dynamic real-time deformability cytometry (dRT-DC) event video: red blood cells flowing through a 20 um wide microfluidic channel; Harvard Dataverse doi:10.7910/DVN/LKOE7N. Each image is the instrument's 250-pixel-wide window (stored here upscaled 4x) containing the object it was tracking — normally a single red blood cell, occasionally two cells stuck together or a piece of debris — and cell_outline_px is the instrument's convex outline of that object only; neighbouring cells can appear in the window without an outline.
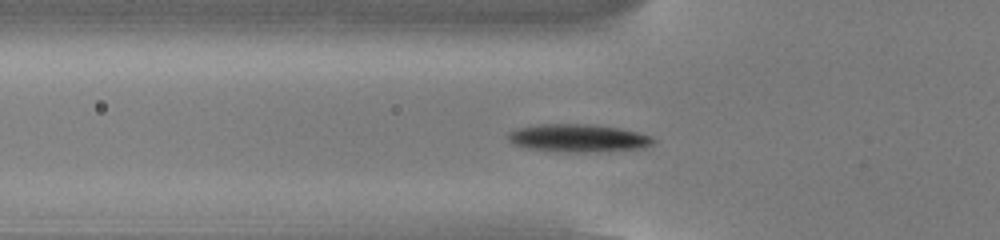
{"species": "common noctule bat (a hibernating species)", "species_latin": "Nyctalus noctula", "temperature_condition": "cold", "stored_images_in_passage": 52, "camera_frame_rate_fps": 3000, "um_per_image_px": 0.085, "animal": {"sex": "male", "body_mass_g": 13.0, "forearm_length_mm": 53.1}, "frame": {"image": 1, "passage_image": 17, "time_ms": 5.333, "image_size_px": [1000, 240], "cell_outline_px": [[656, 140], [652, 144], [644, 148], [608, 152], [560, 152], [528, 148], [512, 144], [508, 140], [508, 132], [516, 128], [536, 124], [592, 124], [620, 128], [652, 136]], "centroid_in_image_um": [49.15, 11.75], "position_along_channel_um": 76.6, "area_um2": 24.04}}
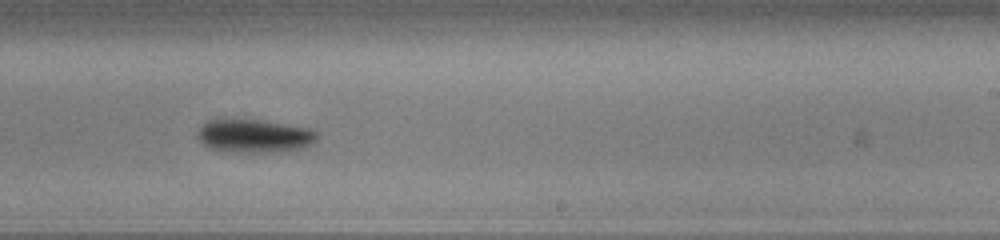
{"frame": {"image": 2, "passage_image": 32, "time_ms": 10.333, "image_size_px": [1000, 240], "cell_outline_px": [[316, 140], [300, 148], [280, 152], [236, 152], [208, 148], [196, 136], [196, 132], [200, 124], [208, 120], [220, 116], [264, 120], [312, 128], [316, 132]], "centroid_in_image_um": [21.51, 11.5], "position_along_channel_um": 267.5, "area_um2": 24.04}}
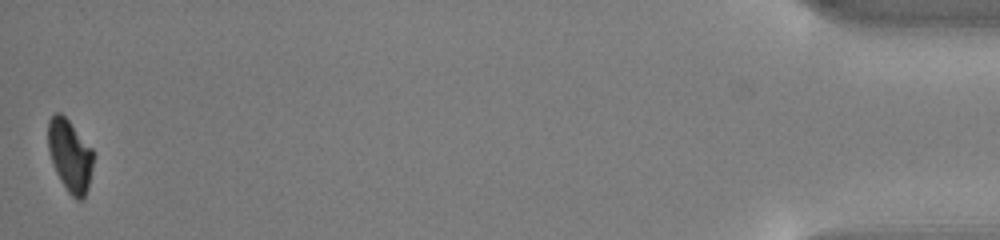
{"frame": {"image": 3, "passage_image": 52, "time_ms": 17.0, "image_size_px": [1000, 240], "cell_outline_px": [[92, 168], [88, 188], [84, 200], [76, 200], [68, 192], [60, 180], [56, 172], [48, 148], [48, 120], [56, 112], [60, 112], [68, 120], [92, 148]], "centroid_in_image_um": [5.94, 13.24], "position_along_channel_um": 429.3, "area_um2": 18.84}, "authors_computed_cell_mechanics": {"area_um2": 21.5305, "velocity_mm_per_s": 3.8101, "shape_relaxation_time_tau1_ms": 2.1999, "shape_relaxation_time_tau2_ms": null, "deformation_change_tau1": 0.1529, "deformation_change_tau2": null}}